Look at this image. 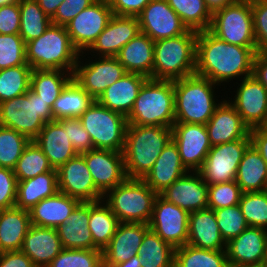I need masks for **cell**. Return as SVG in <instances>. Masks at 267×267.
Wrapping results in <instances>:
<instances>
[{
  "label": "cell",
  "mask_w": 267,
  "mask_h": 267,
  "mask_svg": "<svg viewBox=\"0 0 267 267\" xmlns=\"http://www.w3.org/2000/svg\"><path fill=\"white\" fill-rule=\"evenodd\" d=\"M197 33L188 30L154 42L153 79L176 80L195 74Z\"/></svg>",
  "instance_id": "cell-6"
},
{
  "label": "cell",
  "mask_w": 267,
  "mask_h": 267,
  "mask_svg": "<svg viewBox=\"0 0 267 267\" xmlns=\"http://www.w3.org/2000/svg\"><path fill=\"white\" fill-rule=\"evenodd\" d=\"M21 0H0V7L6 6V5H11L14 3H19Z\"/></svg>",
  "instance_id": "cell-63"
},
{
  "label": "cell",
  "mask_w": 267,
  "mask_h": 267,
  "mask_svg": "<svg viewBox=\"0 0 267 267\" xmlns=\"http://www.w3.org/2000/svg\"><path fill=\"white\" fill-rule=\"evenodd\" d=\"M171 140L170 127L128 124L123 149L127 178L143 179Z\"/></svg>",
  "instance_id": "cell-2"
},
{
  "label": "cell",
  "mask_w": 267,
  "mask_h": 267,
  "mask_svg": "<svg viewBox=\"0 0 267 267\" xmlns=\"http://www.w3.org/2000/svg\"><path fill=\"white\" fill-rule=\"evenodd\" d=\"M239 207L249 226L267 230V191L242 193Z\"/></svg>",
  "instance_id": "cell-46"
},
{
  "label": "cell",
  "mask_w": 267,
  "mask_h": 267,
  "mask_svg": "<svg viewBox=\"0 0 267 267\" xmlns=\"http://www.w3.org/2000/svg\"><path fill=\"white\" fill-rule=\"evenodd\" d=\"M233 98L227 101L250 128L263 127L267 120V89L253 76L239 79ZM233 99V100H232Z\"/></svg>",
  "instance_id": "cell-16"
},
{
  "label": "cell",
  "mask_w": 267,
  "mask_h": 267,
  "mask_svg": "<svg viewBox=\"0 0 267 267\" xmlns=\"http://www.w3.org/2000/svg\"><path fill=\"white\" fill-rule=\"evenodd\" d=\"M119 220L110 208L102 201L90 202L89 229L94 246L103 251L116 232Z\"/></svg>",
  "instance_id": "cell-38"
},
{
  "label": "cell",
  "mask_w": 267,
  "mask_h": 267,
  "mask_svg": "<svg viewBox=\"0 0 267 267\" xmlns=\"http://www.w3.org/2000/svg\"><path fill=\"white\" fill-rule=\"evenodd\" d=\"M149 224L119 222L109 245L102 251L103 267H112L137 256Z\"/></svg>",
  "instance_id": "cell-23"
},
{
  "label": "cell",
  "mask_w": 267,
  "mask_h": 267,
  "mask_svg": "<svg viewBox=\"0 0 267 267\" xmlns=\"http://www.w3.org/2000/svg\"><path fill=\"white\" fill-rule=\"evenodd\" d=\"M267 230L248 226L239 236L226 243L229 267H262Z\"/></svg>",
  "instance_id": "cell-20"
},
{
  "label": "cell",
  "mask_w": 267,
  "mask_h": 267,
  "mask_svg": "<svg viewBox=\"0 0 267 267\" xmlns=\"http://www.w3.org/2000/svg\"><path fill=\"white\" fill-rule=\"evenodd\" d=\"M235 181L242 193L267 189V164L252 144L242 156Z\"/></svg>",
  "instance_id": "cell-35"
},
{
  "label": "cell",
  "mask_w": 267,
  "mask_h": 267,
  "mask_svg": "<svg viewBox=\"0 0 267 267\" xmlns=\"http://www.w3.org/2000/svg\"><path fill=\"white\" fill-rule=\"evenodd\" d=\"M26 43L19 34H0V69L25 65Z\"/></svg>",
  "instance_id": "cell-49"
},
{
  "label": "cell",
  "mask_w": 267,
  "mask_h": 267,
  "mask_svg": "<svg viewBox=\"0 0 267 267\" xmlns=\"http://www.w3.org/2000/svg\"><path fill=\"white\" fill-rule=\"evenodd\" d=\"M262 53L267 56V47L262 51Z\"/></svg>",
  "instance_id": "cell-65"
},
{
  "label": "cell",
  "mask_w": 267,
  "mask_h": 267,
  "mask_svg": "<svg viewBox=\"0 0 267 267\" xmlns=\"http://www.w3.org/2000/svg\"><path fill=\"white\" fill-rule=\"evenodd\" d=\"M189 212L166 201L160 195L155 199L149 228L174 249L188 242Z\"/></svg>",
  "instance_id": "cell-14"
},
{
  "label": "cell",
  "mask_w": 267,
  "mask_h": 267,
  "mask_svg": "<svg viewBox=\"0 0 267 267\" xmlns=\"http://www.w3.org/2000/svg\"><path fill=\"white\" fill-rule=\"evenodd\" d=\"M90 202H81L56 230L63 249H97L89 229Z\"/></svg>",
  "instance_id": "cell-30"
},
{
  "label": "cell",
  "mask_w": 267,
  "mask_h": 267,
  "mask_svg": "<svg viewBox=\"0 0 267 267\" xmlns=\"http://www.w3.org/2000/svg\"><path fill=\"white\" fill-rule=\"evenodd\" d=\"M33 141L46 155L53 169H58L78 155L65 128L57 120L45 123Z\"/></svg>",
  "instance_id": "cell-26"
},
{
  "label": "cell",
  "mask_w": 267,
  "mask_h": 267,
  "mask_svg": "<svg viewBox=\"0 0 267 267\" xmlns=\"http://www.w3.org/2000/svg\"><path fill=\"white\" fill-rule=\"evenodd\" d=\"M96 0H64L51 18L52 24L65 26L82 10L89 7Z\"/></svg>",
  "instance_id": "cell-54"
},
{
  "label": "cell",
  "mask_w": 267,
  "mask_h": 267,
  "mask_svg": "<svg viewBox=\"0 0 267 267\" xmlns=\"http://www.w3.org/2000/svg\"><path fill=\"white\" fill-rule=\"evenodd\" d=\"M205 125L212 146L239 139H251L250 128L227 101L226 96Z\"/></svg>",
  "instance_id": "cell-24"
},
{
  "label": "cell",
  "mask_w": 267,
  "mask_h": 267,
  "mask_svg": "<svg viewBox=\"0 0 267 267\" xmlns=\"http://www.w3.org/2000/svg\"><path fill=\"white\" fill-rule=\"evenodd\" d=\"M257 47H243L227 43L209 30L197 33L195 74L225 86L231 80L253 75Z\"/></svg>",
  "instance_id": "cell-1"
},
{
  "label": "cell",
  "mask_w": 267,
  "mask_h": 267,
  "mask_svg": "<svg viewBox=\"0 0 267 267\" xmlns=\"http://www.w3.org/2000/svg\"><path fill=\"white\" fill-rule=\"evenodd\" d=\"M20 8L19 3L0 7V34H19Z\"/></svg>",
  "instance_id": "cell-55"
},
{
  "label": "cell",
  "mask_w": 267,
  "mask_h": 267,
  "mask_svg": "<svg viewBox=\"0 0 267 267\" xmlns=\"http://www.w3.org/2000/svg\"><path fill=\"white\" fill-rule=\"evenodd\" d=\"M251 144L262 156L267 164V129L264 127H256L250 129Z\"/></svg>",
  "instance_id": "cell-58"
},
{
  "label": "cell",
  "mask_w": 267,
  "mask_h": 267,
  "mask_svg": "<svg viewBox=\"0 0 267 267\" xmlns=\"http://www.w3.org/2000/svg\"><path fill=\"white\" fill-rule=\"evenodd\" d=\"M13 170L17 181H22L52 171L53 168L43 151L31 140Z\"/></svg>",
  "instance_id": "cell-44"
},
{
  "label": "cell",
  "mask_w": 267,
  "mask_h": 267,
  "mask_svg": "<svg viewBox=\"0 0 267 267\" xmlns=\"http://www.w3.org/2000/svg\"><path fill=\"white\" fill-rule=\"evenodd\" d=\"M214 212L221 237L225 243L239 236L249 226L241 212L239 204L215 209Z\"/></svg>",
  "instance_id": "cell-48"
},
{
  "label": "cell",
  "mask_w": 267,
  "mask_h": 267,
  "mask_svg": "<svg viewBox=\"0 0 267 267\" xmlns=\"http://www.w3.org/2000/svg\"><path fill=\"white\" fill-rule=\"evenodd\" d=\"M96 188L104 195L127 179L123 152L92 149L81 154Z\"/></svg>",
  "instance_id": "cell-19"
},
{
  "label": "cell",
  "mask_w": 267,
  "mask_h": 267,
  "mask_svg": "<svg viewBox=\"0 0 267 267\" xmlns=\"http://www.w3.org/2000/svg\"><path fill=\"white\" fill-rule=\"evenodd\" d=\"M262 267H267V240H266L265 255H264V261H263Z\"/></svg>",
  "instance_id": "cell-64"
},
{
  "label": "cell",
  "mask_w": 267,
  "mask_h": 267,
  "mask_svg": "<svg viewBox=\"0 0 267 267\" xmlns=\"http://www.w3.org/2000/svg\"><path fill=\"white\" fill-rule=\"evenodd\" d=\"M126 72L153 79L154 41L140 32L123 46L116 56Z\"/></svg>",
  "instance_id": "cell-32"
},
{
  "label": "cell",
  "mask_w": 267,
  "mask_h": 267,
  "mask_svg": "<svg viewBox=\"0 0 267 267\" xmlns=\"http://www.w3.org/2000/svg\"><path fill=\"white\" fill-rule=\"evenodd\" d=\"M175 249L150 228L137 250L141 267H174Z\"/></svg>",
  "instance_id": "cell-39"
},
{
  "label": "cell",
  "mask_w": 267,
  "mask_h": 267,
  "mask_svg": "<svg viewBox=\"0 0 267 267\" xmlns=\"http://www.w3.org/2000/svg\"><path fill=\"white\" fill-rule=\"evenodd\" d=\"M209 31L227 43L243 47H257L251 0H236L214 11Z\"/></svg>",
  "instance_id": "cell-10"
},
{
  "label": "cell",
  "mask_w": 267,
  "mask_h": 267,
  "mask_svg": "<svg viewBox=\"0 0 267 267\" xmlns=\"http://www.w3.org/2000/svg\"><path fill=\"white\" fill-rule=\"evenodd\" d=\"M57 121L65 128L77 154L94 149L89 133L84 129L79 117L61 118Z\"/></svg>",
  "instance_id": "cell-51"
},
{
  "label": "cell",
  "mask_w": 267,
  "mask_h": 267,
  "mask_svg": "<svg viewBox=\"0 0 267 267\" xmlns=\"http://www.w3.org/2000/svg\"><path fill=\"white\" fill-rule=\"evenodd\" d=\"M81 202L60 191L45 198L29 210L31 225L57 228L64 224Z\"/></svg>",
  "instance_id": "cell-31"
},
{
  "label": "cell",
  "mask_w": 267,
  "mask_h": 267,
  "mask_svg": "<svg viewBox=\"0 0 267 267\" xmlns=\"http://www.w3.org/2000/svg\"><path fill=\"white\" fill-rule=\"evenodd\" d=\"M0 267H36L22 250L0 253Z\"/></svg>",
  "instance_id": "cell-57"
},
{
  "label": "cell",
  "mask_w": 267,
  "mask_h": 267,
  "mask_svg": "<svg viewBox=\"0 0 267 267\" xmlns=\"http://www.w3.org/2000/svg\"><path fill=\"white\" fill-rule=\"evenodd\" d=\"M177 13L188 30L196 32L209 30L212 22V12L205 0H166Z\"/></svg>",
  "instance_id": "cell-41"
},
{
  "label": "cell",
  "mask_w": 267,
  "mask_h": 267,
  "mask_svg": "<svg viewBox=\"0 0 267 267\" xmlns=\"http://www.w3.org/2000/svg\"><path fill=\"white\" fill-rule=\"evenodd\" d=\"M73 79V73L63 70L33 69L30 89L53 107L61 91Z\"/></svg>",
  "instance_id": "cell-36"
},
{
  "label": "cell",
  "mask_w": 267,
  "mask_h": 267,
  "mask_svg": "<svg viewBox=\"0 0 267 267\" xmlns=\"http://www.w3.org/2000/svg\"><path fill=\"white\" fill-rule=\"evenodd\" d=\"M236 0H205L207 7L213 13L214 11L223 8Z\"/></svg>",
  "instance_id": "cell-61"
},
{
  "label": "cell",
  "mask_w": 267,
  "mask_h": 267,
  "mask_svg": "<svg viewBox=\"0 0 267 267\" xmlns=\"http://www.w3.org/2000/svg\"><path fill=\"white\" fill-rule=\"evenodd\" d=\"M79 119L89 133L94 149L123 152L128 125L126 116L95 100Z\"/></svg>",
  "instance_id": "cell-9"
},
{
  "label": "cell",
  "mask_w": 267,
  "mask_h": 267,
  "mask_svg": "<svg viewBox=\"0 0 267 267\" xmlns=\"http://www.w3.org/2000/svg\"><path fill=\"white\" fill-rule=\"evenodd\" d=\"M188 172L181 161L177 145L171 140L142 180L159 195Z\"/></svg>",
  "instance_id": "cell-25"
},
{
  "label": "cell",
  "mask_w": 267,
  "mask_h": 267,
  "mask_svg": "<svg viewBox=\"0 0 267 267\" xmlns=\"http://www.w3.org/2000/svg\"><path fill=\"white\" fill-rule=\"evenodd\" d=\"M47 267H103L99 249H63Z\"/></svg>",
  "instance_id": "cell-47"
},
{
  "label": "cell",
  "mask_w": 267,
  "mask_h": 267,
  "mask_svg": "<svg viewBox=\"0 0 267 267\" xmlns=\"http://www.w3.org/2000/svg\"><path fill=\"white\" fill-rule=\"evenodd\" d=\"M32 70L27 63L0 69V103L21 96L30 89Z\"/></svg>",
  "instance_id": "cell-43"
},
{
  "label": "cell",
  "mask_w": 267,
  "mask_h": 267,
  "mask_svg": "<svg viewBox=\"0 0 267 267\" xmlns=\"http://www.w3.org/2000/svg\"><path fill=\"white\" fill-rule=\"evenodd\" d=\"M139 33L137 16L113 15L103 32L84 54L94 57H116L121 48Z\"/></svg>",
  "instance_id": "cell-21"
},
{
  "label": "cell",
  "mask_w": 267,
  "mask_h": 267,
  "mask_svg": "<svg viewBox=\"0 0 267 267\" xmlns=\"http://www.w3.org/2000/svg\"><path fill=\"white\" fill-rule=\"evenodd\" d=\"M113 16L108 0H96L65 25L79 53L86 52Z\"/></svg>",
  "instance_id": "cell-13"
},
{
  "label": "cell",
  "mask_w": 267,
  "mask_h": 267,
  "mask_svg": "<svg viewBox=\"0 0 267 267\" xmlns=\"http://www.w3.org/2000/svg\"><path fill=\"white\" fill-rule=\"evenodd\" d=\"M30 226L29 211L17 207L0 210V253L21 250Z\"/></svg>",
  "instance_id": "cell-33"
},
{
  "label": "cell",
  "mask_w": 267,
  "mask_h": 267,
  "mask_svg": "<svg viewBox=\"0 0 267 267\" xmlns=\"http://www.w3.org/2000/svg\"><path fill=\"white\" fill-rule=\"evenodd\" d=\"M132 125L170 127L175 123L173 80L148 78L142 85L134 106L126 117Z\"/></svg>",
  "instance_id": "cell-5"
},
{
  "label": "cell",
  "mask_w": 267,
  "mask_h": 267,
  "mask_svg": "<svg viewBox=\"0 0 267 267\" xmlns=\"http://www.w3.org/2000/svg\"><path fill=\"white\" fill-rule=\"evenodd\" d=\"M30 141L24 134L0 125V167L14 169Z\"/></svg>",
  "instance_id": "cell-45"
},
{
  "label": "cell",
  "mask_w": 267,
  "mask_h": 267,
  "mask_svg": "<svg viewBox=\"0 0 267 267\" xmlns=\"http://www.w3.org/2000/svg\"><path fill=\"white\" fill-rule=\"evenodd\" d=\"M241 195L242 191L235 180L208 185V208L215 210L238 205Z\"/></svg>",
  "instance_id": "cell-50"
},
{
  "label": "cell",
  "mask_w": 267,
  "mask_h": 267,
  "mask_svg": "<svg viewBox=\"0 0 267 267\" xmlns=\"http://www.w3.org/2000/svg\"><path fill=\"white\" fill-rule=\"evenodd\" d=\"M147 79L144 75L127 72L110 85L96 101L100 105L127 117Z\"/></svg>",
  "instance_id": "cell-28"
},
{
  "label": "cell",
  "mask_w": 267,
  "mask_h": 267,
  "mask_svg": "<svg viewBox=\"0 0 267 267\" xmlns=\"http://www.w3.org/2000/svg\"><path fill=\"white\" fill-rule=\"evenodd\" d=\"M151 0H108L113 15L138 16Z\"/></svg>",
  "instance_id": "cell-56"
},
{
  "label": "cell",
  "mask_w": 267,
  "mask_h": 267,
  "mask_svg": "<svg viewBox=\"0 0 267 267\" xmlns=\"http://www.w3.org/2000/svg\"><path fill=\"white\" fill-rule=\"evenodd\" d=\"M36 267L47 265L63 250L56 228L31 225L21 249Z\"/></svg>",
  "instance_id": "cell-27"
},
{
  "label": "cell",
  "mask_w": 267,
  "mask_h": 267,
  "mask_svg": "<svg viewBox=\"0 0 267 267\" xmlns=\"http://www.w3.org/2000/svg\"><path fill=\"white\" fill-rule=\"evenodd\" d=\"M187 244L200 249L225 250L214 210L206 208L189 214Z\"/></svg>",
  "instance_id": "cell-29"
},
{
  "label": "cell",
  "mask_w": 267,
  "mask_h": 267,
  "mask_svg": "<svg viewBox=\"0 0 267 267\" xmlns=\"http://www.w3.org/2000/svg\"><path fill=\"white\" fill-rule=\"evenodd\" d=\"M39 3L40 8L44 11V13L52 18L56 13L58 6L64 0H36Z\"/></svg>",
  "instance_id": "cell-60"
},
{
  "label": "cell",
  "mask_w": 267,
  "mask_h": 267,
  "mask_svg": "<svg viewBox=\"0 0 267 267\" xmlns=\"http://www.w3.org/2000/svg\"><path fill=\"white\" fill-rule=\"evenodd\" d=\"M84 57L86 54L80 53L73 73V80L94 100H97L110 85L127 73L116 57L95 58L92 56L90 58L89 54L87 56L89 59Z\"/></svg>",
  "instance_id": "cell-11"
},
{
  "label": "cell",
  "mask_w": 267,
  "mask_h": 267,
  "mask_svg": "<svg viewBox=\"0 0 267 267\" xmlns=\"http://www.w3.org/2000/svg\"><path fill=\"white\" fill-rule=\"evenodd\" d=\"M173 86L175 122L206 124L224 100L216 98L219 85L197 74L173 80Z\"/></svg>",
  "instance_id": "cell-3"
},
{
  "label": "cell",
  "mask_w": 267,
  "mask_h": 267,
  "mask_svg": "<svg viewBox=\"0 0 267 267\" xmlns=\"http://www.w3.org/2000/svg\"><path fill=\"white\" fill-rule=\"evenodd\" d=\"M112 267H141L139 263V257L138 255L135 257L130 258L128 261L116 264Z\"/></svg>",
  "instance_id": "cell-62"
},
{
  "label": "cell",
  "mask_w": 267,
  "mask_h": 267,
  "mask_svg": "<svg viewBox=\"0 0 267 267\" xmlns=\"http://www.w3.org/2000/svg\"><path fill=\"white\" fill-rule=\"evenodd\" d=\"M208 184L199 172H188L159 195L189 213L208 208Z\"/></svg>",
  "instance_id": "cell-22"
},
{
  "label": "cell",
  "mask_w": 267,
  "mask_h": 267,
  "mask_svg": "<svg viewBox=\"0 0 267 267\" xmlns=\"http://www.w3.org/2000/svg\"><path fill=\"white\" fill-rule=\"evenodd\" d=\"M172 140L178 147L185 168L198 172L212 147L206 125L175 122Z\"/></svg>",
  "instance_id": "cell-15"
},
{
  "label": "cell",
  "mask_w": 267,
  "mask_h": 267,
  "mask_svg": "<svg viewBox=\"0 0 267 267\" xmlns=\"http://www.w3.org/2000/svg\"><path fill=\"white\" fill-rule=\"evenodd\" d=\"M50 121H54L52 107L31 89L0 103V125L22 133L30 140Z\"/></svg>",
  "instance_id": "cell-8"
},
{
  "label": "cell",
  "mask_w": 267,
  "mask_h": 267,
  "mask_svg": "<svg viewBox=\"0 0 267 267\" xmlns=\"http://www.w3.org/2000/svg\"><path fill=\"white\" fill-rule=\"evenodd\" d=\"M251 139H239L212 146L198 171L208 184L234 181L242 156Z\"/></svg>",
  "instance_id": "cell-12"
},
{
  "label": "cell",
  "mask_w": 267,
  "mask_h": 267,
  "mask_svg": "<svg viewBox=\"0 0 267 267\" xmlns=\"http://www.w3.org/2000/svg\"><path fill=\"white\" fill-rule=\"evenodd\" d=\"M253 76L267 89V56L262 52L255 55Z\"/></svg>",
  "instance_id": "cell-59"
},
{
  "label": "cell",
  "mask_w": 267,
  "mask_h": 267,
  "mask_svg": "<svg viewBox=\"0 0 267 267\" xmlns=\"http://www.w3.org/2000/svg\"><path fill=\"white\" fill-rule=\"evenodd\" d=\"M251 11L257 51L262 52L267 47V0H251Z\"/></svg>",
  "instance_id": "cell-52"
},
{
  "label": "cell",
  "mask_w": 267,
  "mask_h": 267,
  "mask_svg": "<svg viewBox=\"0 0 267 267\" xmlns=\"http://www.w3.org/2000/svg\"><path fill=\"white\" fill-rule=\"evenodd\" d=\"M79 56L65 26L51 24L39 38L26 43V60L32 69L74 73Z\"/></svg>",
  "instance_id": "cell-4"
},
{
  "label": "cell",
  "mask_w": 267,
  "mask_h": 267,
  "mask_svg": "<svg viewBox=\"0 0 267 267\" xmlns=\"http://www.w3.org/2000/svg\"><path fill=\"white\" fill-rule=\"evenodd\" d=\"M95 100L73 79L61 91L52 107L54 120L80 117Z\"/></svg>",
  "instance_id": "cell-37"
},
{
  "label": "cell",
  "mask_w": 267,
  "mask_h": 267,
  "mask_svg": "<svg viewBox=\"0 0 267 267\" xmlns=\"http://www.w3.org/2000/svg\"><path fill=\"white\" fill-rule=\"evenodd\" d=\"M19 35L25 43L39 38L52 24L36 0H21Z\"/></svg>",
  "instance_id": "cell-42"
},
{
  "label": "cell",
  "mask_w": 267,
  "mask_h": 267,
  "mask_svg": "<svg viewBox=\"0 0 267 267\" xmlns=\"http://www.w3.org/2000/svg\"><path fill=\"white\" fill-rule=\"evenodd\" d=\"M265 129H267V120L265 122V125L263 126Z\"/></svg>",
  "instance_id": "cell-66"
},
{
  "label": "cell",
  "mask_w": 267,
  "mask_h": 267,
  "mask_svg": "<svg viewBox=\"0 0 267 267\" xmlns=\"http://www.w3.org/2000/svg\"><path fill=\"white\" fill-rule=\"evenodd\" d=\"M157 196L142 179L127 178L108 190L102 200L119 222L149 224Z\"/></svg>",
  "instance_id": "cell-7"
},
{
  "label": "cell",
  "mask_w": 267,
  "mask_h": 267,
  "mask_svg": "<svg viewBox=\"0 0 267 267\" xmlns=\"http://www.w3.org/2000/svg\"><path fill=\"white\" fill-rule=\"evenodd\" d=\"M140 32L154 42L185 34L188 28L166 0H151L137 16Z\"/></svg>",
  "instance_id": "cell-18"
},
{
  "label": "cell",
  "mask_w": 267,
  "mask_h": 267,
  "mask_svg": "<svg viewBox=\"0 0 267 267\" xmlns=\"http://www.w3.org/2000/svg\"><path fill=\"white\" fill-rule=\"evenodd\" d=\"M17 182L13 169L0 167V210L15 207Z\"/></svg>",
  "instance_id": "cell-53"
},
{
  "label": "cell",
  "mask_w": 267,
  "mask_h": 267,
  "mask_svg": "<svg viewBox=\"0 0 267 267\" xmlns=\"http://www.w3.org/2000/svg\"><path fill=\"white\" fill-rule=\"evenodd\" d=\"M57 179L58 191L80 202H96L103 199V194L96 188L81 154L69 159L57 169Z\"/></svg>",
  "instance_id": "cell-17"
},
{
  "label": "cell",
  "mask_w": 267,
  "mask_h": 267,
  "mask_svg": "<svg viewBox=\"0 0 267 267\" xmlns=\"http://www.w3.org/2000/svg\"><path fill=\"white\" fill-rule=\"evenodd\" d=\"M58 192L57 169L17 182L15 207L29 211L37 203Z\"/></svg>",
  "instance_id": "cell-34"
},
{
  "label": "cell",
  "mask_w": 267,
  "mask_h": 267,
  "mask_svg": "<svg viewBox=\"0 0 267 267\" xmlns=\"http://www.w3.org/2000/svg\"><path fill=\"white\" fill-rule=\"evenodd\" d=\"M174 267H229L225 250L200 249L189 244L175 248Z\"/></svg>",
  "instance_id": "cell-40"
}]
</instances>
